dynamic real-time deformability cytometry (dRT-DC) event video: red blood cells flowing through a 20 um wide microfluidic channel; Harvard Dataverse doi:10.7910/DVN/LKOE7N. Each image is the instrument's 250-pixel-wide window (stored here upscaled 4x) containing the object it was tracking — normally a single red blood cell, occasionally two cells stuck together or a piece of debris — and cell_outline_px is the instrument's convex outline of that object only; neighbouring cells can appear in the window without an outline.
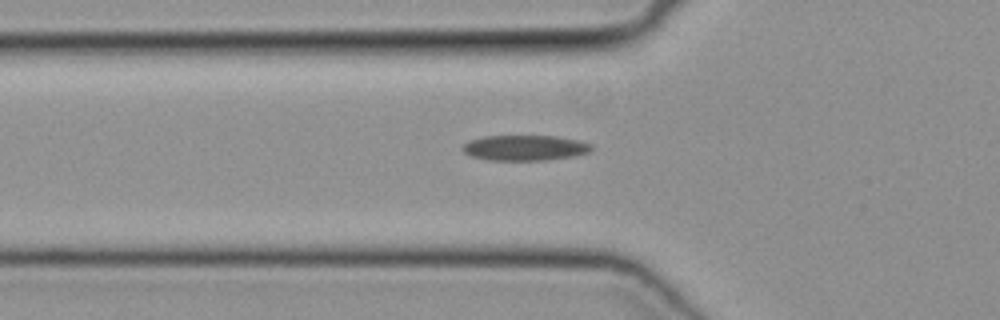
{"species": "common noctule bat (a hibernating species)", "species_latin": "Nyctalus noctula", "temperature_condition": "cold", "stored_images_in_passage": 37, "segment_of_instrument_passage": [1, 2], "camera_frame_rate_fps": 3000, "um_per_image_px": 0.085, "animal": {"sex": "female", "body_mass_g": 19.3, "forearm_length_mm": 54.1}, "frame": {"image": 1, "passage_image": 6, "time_ms": 1.667, "image_size_px": [1000, 320], "cell_outline_px": [[592, 148], [588, 152], [576, 156], [544, 160], [488, 160], [472, 156], [464, 152], [460, 148], [468, 140], [484, 136], [556, 136], [580, 140], [592, 144]], "centroid_in_image_um": [44.61, 12.56], "position_along_channel_um": 81.2, "area_um2": 19.19}}
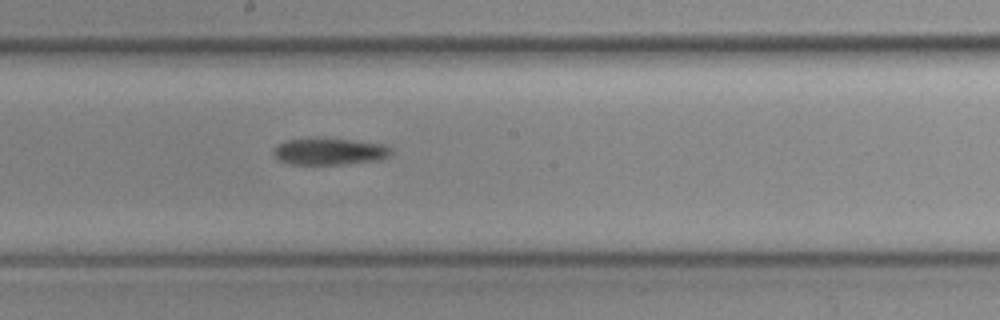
{"frame": {"image": 2, "passage_image": 16, "time_ms": 5.0, "image_size_px": [1000, 320], "cell_outline_px": [[392, 152], [388, 156], [380, 160], [344, 164], [288, 164], [280, 160], [272, 152], [280, 144], [288, 140], [308, 136], [324, 136], [384, 144], [392, 148]], "centroid_in_image_um": [28.03, 12.83], "position_along_channel_um": 220.2, "area_um2": 18.9}}
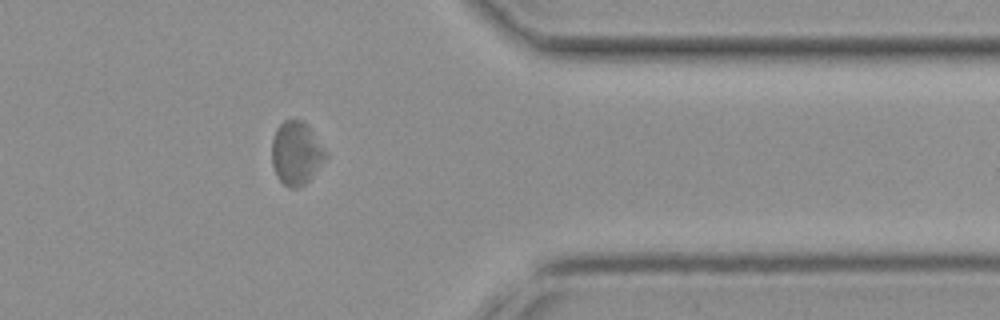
{"frame": {"image": 3, "passage_image": 29, "time_ms": 9.333, "image_size_px": [1000, 320], "cell_outline_px": [[328, 156], [312, 176], [304, 184], [296, 188], [288, 188], [276, 176], [272, 164], [272, 140], [276, 128], [284, 120], [304, 120], [308, 124], [328, 152]], "centroid_in_image_um": [25.19, 13.0], "position_along_channel_um": 386.2, "area_um2": 20.06}}